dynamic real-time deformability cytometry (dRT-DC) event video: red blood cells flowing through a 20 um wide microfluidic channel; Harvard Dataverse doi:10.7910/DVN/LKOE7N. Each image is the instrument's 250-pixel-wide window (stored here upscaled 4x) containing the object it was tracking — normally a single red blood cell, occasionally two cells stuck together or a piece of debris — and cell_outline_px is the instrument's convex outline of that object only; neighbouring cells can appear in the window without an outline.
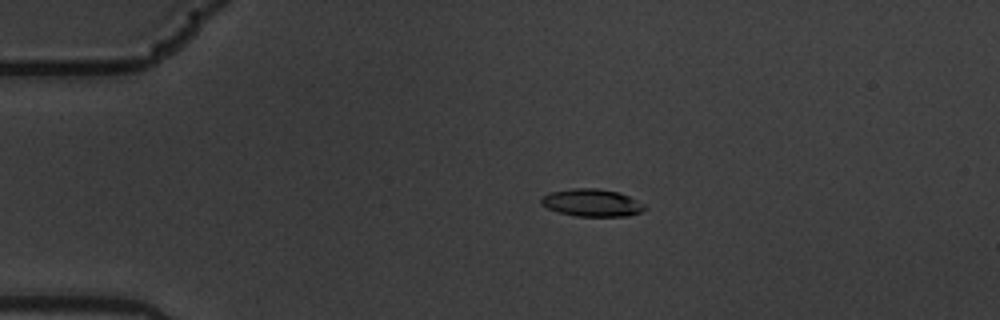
{"species": "common noctule bat (a hibernating species)", "species_latin": "Nyctalus noctula", "temperature_condition": "warm", "stored_images_in_passage": 50, "camera_frame_rate_fps": 3000, "um_per_image_px": 0.085, "animal": {"sex": "male", "body_mass_g": 19.5, "forearm_length_mm": 54.6}, "frame": {"image": 1, "passage_image": 4, "time_ms": 1.0, "image_size_px": [1000, 320], "cell_outline_px": [[648, 208], [640, 212], [628, 216], [576, 216], [560, 212], [548, 208], [540, 204], [540, 200], [548, 192], [572, 188], [596, 188], [620, 192], [644, 204]], "centroid_in_image_um": [50.31, 17.22], "position_along_channel_um": 34.7, "area_um2": 16.59}}
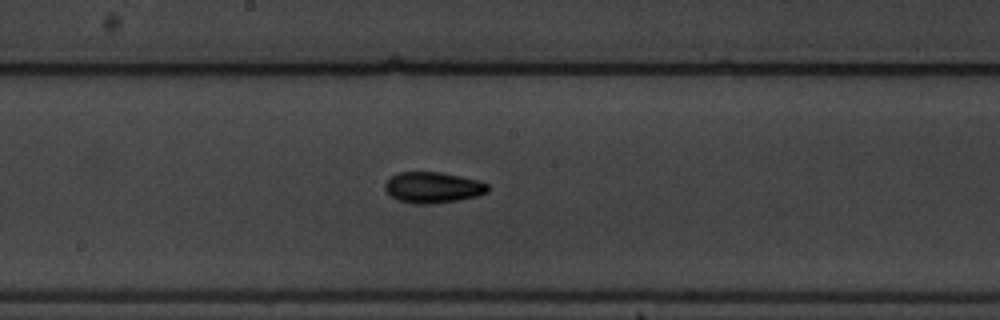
{"frame": {"image": 2, "passage_image": 23, "time_ms": 7.333, "image_size_px": [1000, 320], "cell_outline_px": [[488, 192], [476, 196], [456, 200], [432, 204], [416, 204], [400, 200], [392, 196], [384, 188], [384, 184], [392, 176], [400, 172], [440, 172], [480, 180], [488, 184]], "centroid_in_image_um": [36.82, 15.93], "position_along_channel_um": 211.4, "area_um2": 18.38}}
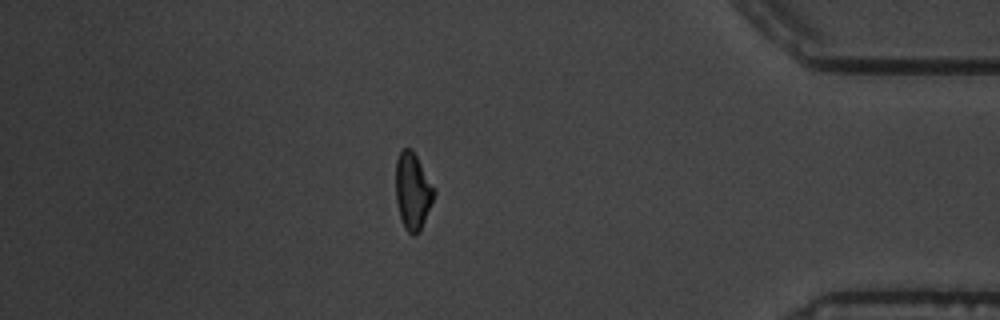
{"frame": {"image": 3, "passage_image": 42, "time_ms": 13.667, "image_size_px": [1000, 320], "cell_outline_px": [[436, 192], [420, 232], [416, 236], [412, 236], [404, 228], [400, 216], [396, 200], [396, 160], [400, 152], [404, 148], [412, 148]], "centroid_in_image_um": [35.07, 16.28], "position_along_channel_um": 400.1, "area_um2": 17.05}, "authors_computed_cell_mechanics": {"area_um2": 17.0799, "velocity_mm_per_s": 3.5216, "shape_relaxation_time_tau1_ms": 4.9395, "shape_relaxation_time_tau2_ms": 2.6805, "deformation_change_tau1": 0.1841, "deformation_change_tau2": 0.0671}}